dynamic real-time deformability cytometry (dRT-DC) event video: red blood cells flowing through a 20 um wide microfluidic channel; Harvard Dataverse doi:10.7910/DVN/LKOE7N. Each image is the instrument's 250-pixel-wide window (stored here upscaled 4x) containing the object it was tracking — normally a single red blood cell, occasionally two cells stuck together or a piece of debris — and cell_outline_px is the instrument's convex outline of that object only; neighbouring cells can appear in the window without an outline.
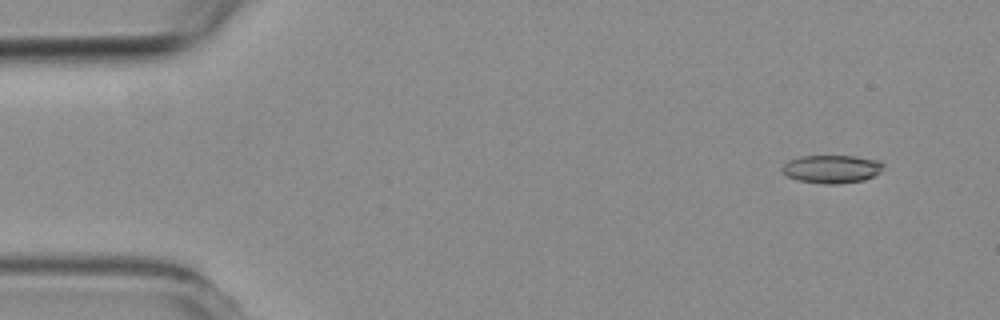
{"species": "common noctule bat (a hibernating species)", "species_latin": "Nyctalus noctula", "temperature_condition": "room temperature", "stored_images_in_passage": 2, "camera_frame_rate_fps": 3000, "um_per_image_px": 0.085, "animal": {"sex": "female", "body_mass_g": 19.3, "forearm_length_mm": 54.1}, "frame": {"image": 1, "passage_image": 2, "time_ms": 4.333, "image_size_px": [1000, 320], "cell_outline_px": [[884, 164], [880, 172], [864, 180], [836, 184], [824, 184], [800, 180], [788, 176], [780, 172], [780, 168], [788, 160], [800, 156], [856, 156], [880, 160]], "centroid_in_image_um": [70.68, 14.35], "position_along_channel_um": 14.3, "area_um2": 16.65}}